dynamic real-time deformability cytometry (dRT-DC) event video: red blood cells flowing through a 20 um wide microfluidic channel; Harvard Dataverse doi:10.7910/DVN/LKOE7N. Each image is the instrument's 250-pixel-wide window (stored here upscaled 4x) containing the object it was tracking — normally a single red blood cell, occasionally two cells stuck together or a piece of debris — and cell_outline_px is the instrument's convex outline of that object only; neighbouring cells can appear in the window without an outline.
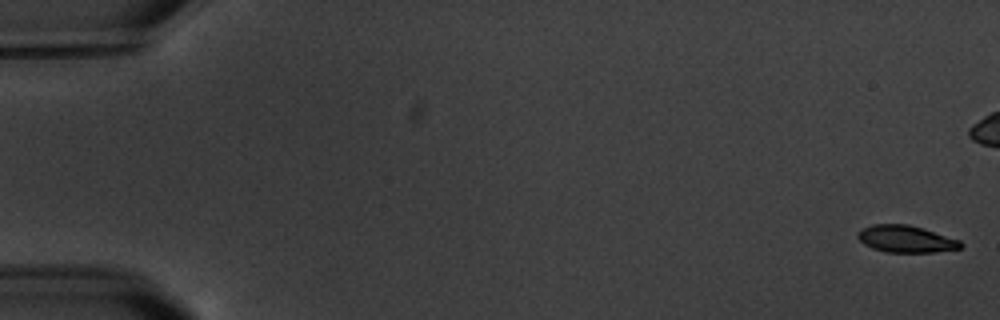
{"species": "common noctule bat (a hibernating species)", "species_latin": "Nyctalus noctula", "temperature_condition": "warm", "stored_images_in_passage": 7, "camera_frame_rate_fps": 3000, "um_per_image_px": 0.085, "animal": {"sex": "male", "body_mass_g": 20.1, "forearm_length_mm": 53.5}, "frame": {"image": 1, "passage_image": 1, "time_ms": 0.0, "image_size_px": [1000, 320], "cell_outline_px": [[964, 244], [960, 248], [936, 252], [884, 252], [872, 248], [864, 244], [856, 236], [856, 232], [860, 228], [872, 224], [908, 224], [924, 228], [960, 240]], "centroid_in_image_um": [76.97, 20.3], "position_along_channel_um": 8.0, "area_um2": 16.42}}